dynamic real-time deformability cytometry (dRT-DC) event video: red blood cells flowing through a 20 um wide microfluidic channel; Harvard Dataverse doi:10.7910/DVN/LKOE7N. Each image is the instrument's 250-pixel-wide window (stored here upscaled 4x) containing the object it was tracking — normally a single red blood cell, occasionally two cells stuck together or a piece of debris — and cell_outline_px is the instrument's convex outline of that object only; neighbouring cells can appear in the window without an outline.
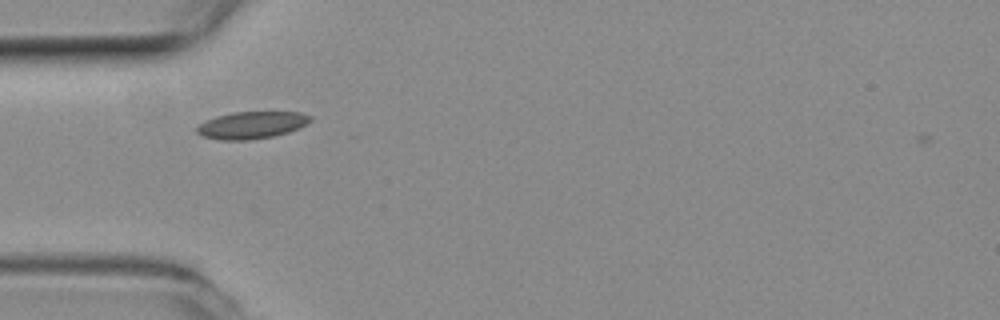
{"species": "common noctule bat (a hibernating species)", "species_latin": "Nyctalus noctula", "temperature_condition": "room temperature", "stored_images_in_passage": 39, "camera_frame_rate_fps": 3000, "um_per_image_px": 0.085, "animal": {"sex": "female", "body_mass_g": 19.3, "forearm_length_mm": 54.1}, "frame": {"image": 1, "passage_image": 1, "time_ms": 0.0, "image_size_px": [1000, 320], "cell_outline_px": [[312, 120], [300, 128], [288, 132], [272, 136], [248, 140], [220, 140], [200, 136], [196, 132], [196, 128], [200, 124], [216, 116], [232, 112], [300, 112], [312, 116]], "centroid_in_image_um": [21.39, 10.63], "position_along_channel_um": 63.6, "area_um2": 17.98}}
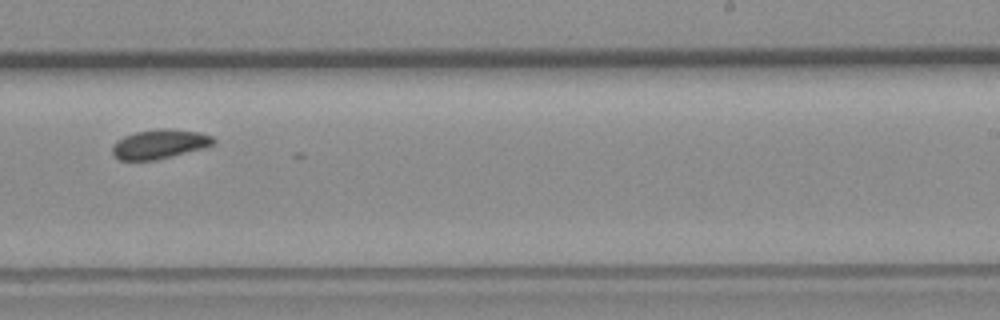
{"frame": {"image": 2, "passage_image": 18, "time_ms": 5.667, "image_size_px": [1000, 320], "cell_outline_px": [[216, 144], [204, 148], [156, 160], [120, 160], [112, 152], [112, 144], [116, 140], [124, 136], [136, 132], [164, 128], [200, 132], [212, 136], [216, 140]], "centroid_in_image_um": [13.58, 12.25], "position_along_channel_um": 275.4, "area_um2": 17.28}}
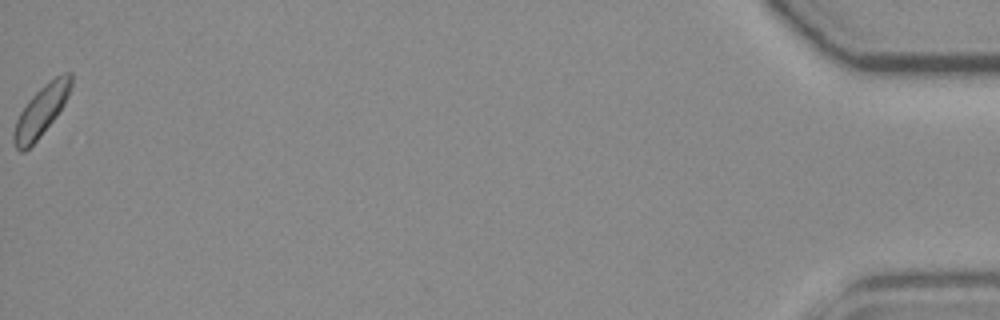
{"frame": {"image": 3, "passage_image": 39, "time_ms": 12.667, "image_size_px": [1000, 320], "cell_outline_px": [[72, 84], [68, 96], [64, 104], [56, 116], [40, 136], [24, 152], [20, 152], [16, 148], [12, 140], [12, 132], [16, 120], [20, 112], [28, 100], [44, 84], [56, 76], [64, 72], [72, 72]], "centroid_in_image_um": [3.48, 9.42], "position_along_channel_um": 431.7, "area_um2": 16.82}}